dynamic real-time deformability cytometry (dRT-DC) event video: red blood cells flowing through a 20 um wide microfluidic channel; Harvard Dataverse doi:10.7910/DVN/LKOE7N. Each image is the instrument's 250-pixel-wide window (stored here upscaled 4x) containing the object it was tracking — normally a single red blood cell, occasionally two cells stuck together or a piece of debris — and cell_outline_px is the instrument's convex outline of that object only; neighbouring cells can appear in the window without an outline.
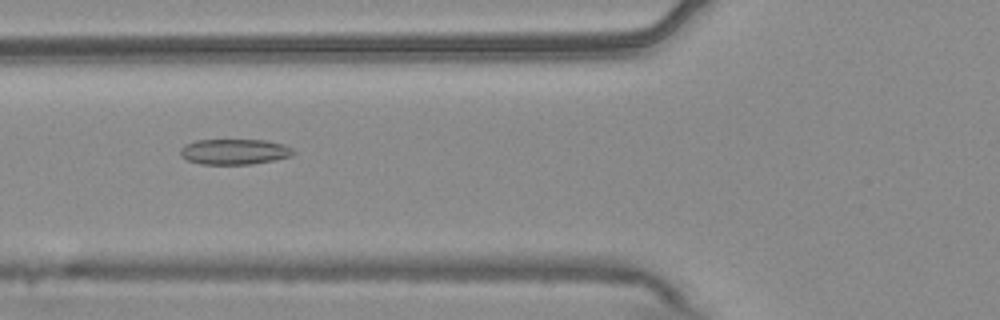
{"species": "common noctule bat (a hibernating species)", "species_latin": "Nyctalus noctula", "temperature_condition": "warm", "stored_images_in_passage": 55, "camera_frame_rate_fps": 3000, "um_per_image_px": 0.085, "animal": {"sex": "male", "body_mass_g": 20.4}, "frame": {"image": 1, "passage_image": 21, "time_ms": 6.667, "image_size_px": [1000, 320], "cell_outline_px": [[296, 152], [292, 156], [276, 160], [252, 164], [200, 164], [188, 160], [180, 156], [180, 148], [184, 144], [196, 140], [264, 140], [284, 144], [292, 148]], "centroid_in_image_um": [19.94, 12.89], "position_along_channel_um": 105.9, "area_um2": 16.99}}
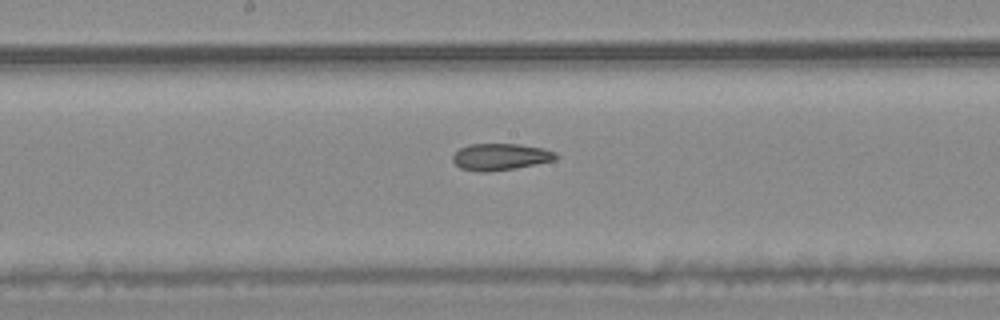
{"frame": {"image": 2, "passage_image": 29, "time_ms": 9.333, "image_size_px": [1000, 320], "cell_outline_px": [[560, 156], [556, 160], [516, 168], [488, 172], [480, 172], [460, 168], [452, 160], [452, 156], [460, 148], [468, 144], [520, 144], [540, 148], [556, 152]], "centroid_in_image_um": [42.55, 13.33], "position_along_channel_um": 205.7, "area_um2": 16.13}}
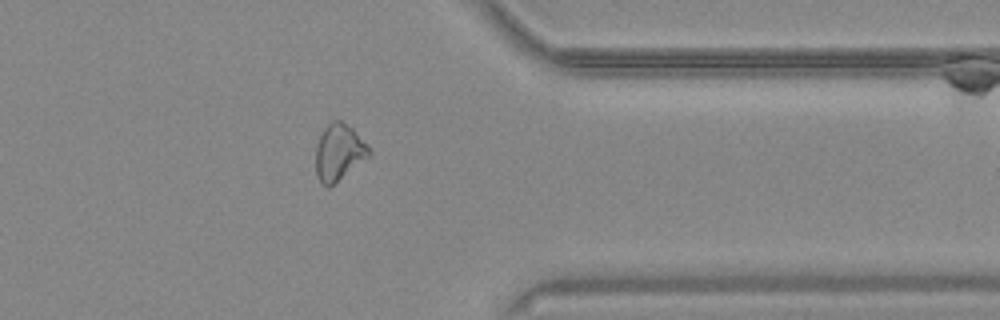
{"frame": {"image": 3, "passage_image": 44, "time_ms": 14.333, "image_size_px": [1000, 320], "cell_outline_px": [[372, 156], [328, 188], [320, 184], [316, 172], [316, 144], [324, 128], [332, 120], [340, 120], [352, 128], [368, 144], [372, 152]], "centroid_in_image_um": [28.83, 12.97], "position_along_channel_um": 382.6, "area_um2": 17.86}, "authors_computed_cell_mechanics": {"area_um2": 18.785, "velocity_mm_per_s": 3.7349, "shape_relaxation_time_tau1_ms": null, "shape_relaxation_time_tau2_ms": 3.6696, "deformation_change_tau1": null, "deformation_change_tau2": 0.1096}}